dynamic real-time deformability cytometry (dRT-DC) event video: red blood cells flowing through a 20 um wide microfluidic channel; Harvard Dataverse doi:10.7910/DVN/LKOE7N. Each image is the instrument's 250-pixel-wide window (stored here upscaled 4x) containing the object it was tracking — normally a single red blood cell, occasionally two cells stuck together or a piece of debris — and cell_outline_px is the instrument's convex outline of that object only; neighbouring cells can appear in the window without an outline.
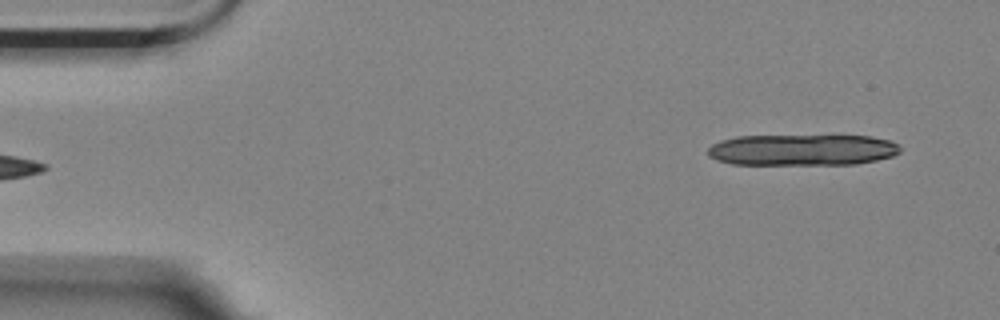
{"species": "Egyptian fruit bat (a non-hibernating species)", "species_latin": "Rousettus aegyptiacus", "temperature_condition": "room temperature", "stored_images_in_passage": 5, "segment_of_instrument_passage": [2, 2], "camera_frame_rate_fps": 3000, "um_per_image_px": 0.085, "animal": {"sex": "female"}, "frame": {"image": 1, "passage_image": 5, "time_ms": 1.333, "image_size_px": [1000, 320], "cell_outline_px": [[900, 152], [892, 156], [876, 160], [856, 164], [732, 164], [716, 160], [708, 156], [708, 148], [712, 144], [720, 140], [736, 136], [872, 136], [892, 140], [900, 144]], "centroid_in_image_um": [68.2, 12.73], "position_along_channel_um": 16.8, "area_um2": 35.2}}